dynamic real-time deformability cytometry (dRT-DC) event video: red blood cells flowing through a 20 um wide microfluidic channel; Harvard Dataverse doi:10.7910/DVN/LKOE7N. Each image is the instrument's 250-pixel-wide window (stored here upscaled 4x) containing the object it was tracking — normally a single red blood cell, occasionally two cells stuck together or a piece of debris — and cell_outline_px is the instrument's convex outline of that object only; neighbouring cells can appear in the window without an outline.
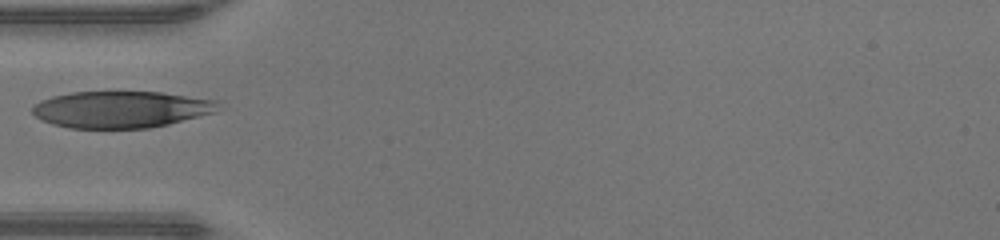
{"species": "human", "species_latin": "Homo sapiens", "temperature_condition": "warm", "stored_images_in_passage": 32, "camera_frame_rate_fps": 3000, "um_per_image_px": 0.085, "donor": {"sex": "male"}, "frame": {"image": 1, "passage_image": 1, "time_ms": 0.0, "image_size_px": [1000, 240], "cell_outline_px": [[220, 100], [216, 112], [168, 124], [148, 128], [68, 128], [52, 124], [36, 116], [32, 112], [32, 104], [40, 100], [52, 96], [72, 92], [160, 92]], "centroid_in_image_um": [10.29, 9.29], "position_along_channel_um": 74.7, "area_um2": 39.82}}